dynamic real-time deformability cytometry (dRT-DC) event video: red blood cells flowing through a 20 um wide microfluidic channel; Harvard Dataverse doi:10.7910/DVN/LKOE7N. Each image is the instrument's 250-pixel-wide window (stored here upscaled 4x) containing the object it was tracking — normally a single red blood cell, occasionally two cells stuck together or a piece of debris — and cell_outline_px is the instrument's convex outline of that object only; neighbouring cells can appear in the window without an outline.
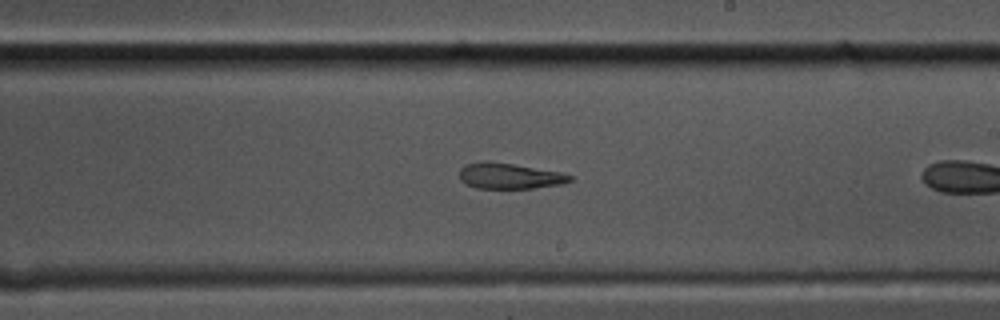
{"species": "common noctule bat (a hibernating species)", "species_latin": "Nyctalus noctula", "temperature_condition": "cold", "stored_images_in_passage": 21, "segment_of_instrument_passage": [2, 2], "camera_frame_rate_fps": 3000, "um_per_image_px": 0.085, "animal": {"sex": "male", "body_mass_g": 17.5, "forearm_length_mm": 52.3}, "frame": {"image": 1, "passage_image": 19, "time_ms": 6.0, "image_size_px": [1000, 320], "cell_outline_px": [[572, 180], [560, 184], [532, 188], [476, 188], [464, 184], [460, 180], [460, 168], [464, 164], [480, 160], [484, 160], [512, 164], [560, 172], [572, 176]], "centroid_in_image_um": [43.22, 14.95], "position_along_channel_um": 245.8, "area_um2": 16.59}}